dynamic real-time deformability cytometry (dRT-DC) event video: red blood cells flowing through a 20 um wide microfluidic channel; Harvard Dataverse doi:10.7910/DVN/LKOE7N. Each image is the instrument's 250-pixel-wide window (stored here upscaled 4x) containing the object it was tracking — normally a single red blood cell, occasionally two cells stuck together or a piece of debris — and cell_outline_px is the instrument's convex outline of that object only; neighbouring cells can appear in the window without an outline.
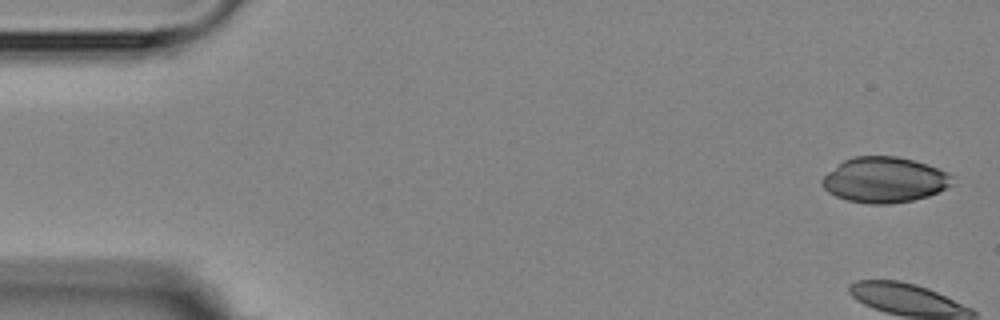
{"species": "Egyptian fruit bat (a non-hibernating species)", "species_latin": "Rousettus aegyptiacus", "temperature_condition": "room temperature", "stored_images_in_passage": 6, "camera_frame_rate_fps": 3000, "um_per_image_px": 0.085, "animal": {"sex": "female"}, "frame": {"image": 1, "passage_image": 1, "time_ms": 0.0, "image_size_px": [1000, 320], "cell_outline_px": [[952, 184], [928, 196], [912, 200], [888, 204], [868, 204], [848, 200], [836, 196], [828, 192], [820, 184], [820, 180], [828, 172], [844, 160], [856, 156], [896, 156], [928, 164], [952, 176]], "centroid_in_image_um": [75.13, 15.29], "position_along_channel_um": 9.9, "area_um2": 34.16}}
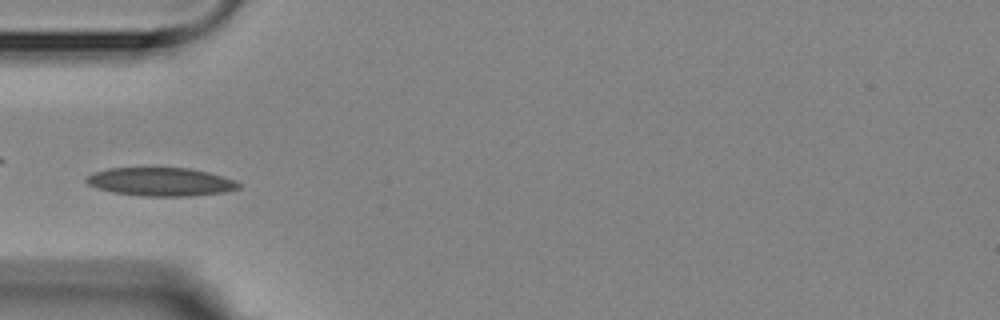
{"frame": {"image": 2, "passage_image": 6, "time_ms": 5.667, "image_size_px": [1000, 320], "cell_outline_px": [[240, 188], [224, 192], [192, 196], [140, 196], [112, 192], [96, 188], [88, 184], [84, 180], [84, 176], [92, 172], [108, 168], [188, 168], [208, 172], [232, 180], [240, 184]], "centroid_in_image_um": [13.57, 15.45], "position_along_channel_um": 71.4, "area_um2": 25.26}}